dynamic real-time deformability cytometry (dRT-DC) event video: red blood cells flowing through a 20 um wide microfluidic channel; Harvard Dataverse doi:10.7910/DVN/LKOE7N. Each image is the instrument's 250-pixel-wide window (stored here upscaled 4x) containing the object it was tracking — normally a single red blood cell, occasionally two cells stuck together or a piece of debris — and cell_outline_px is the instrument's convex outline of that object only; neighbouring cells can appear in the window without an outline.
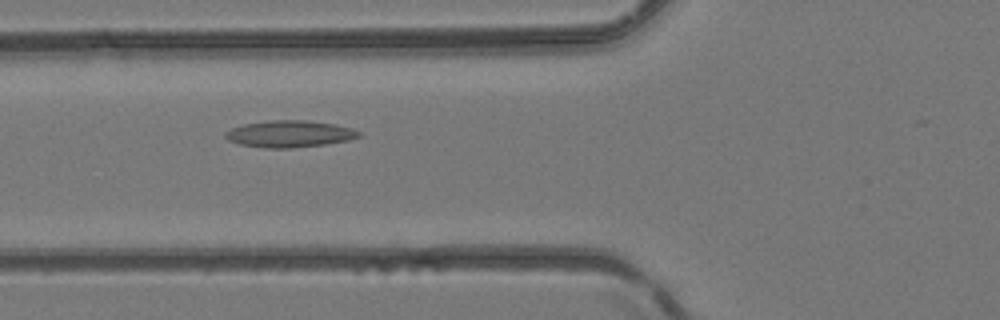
{"species": "common noctule bat (a hibernating species)", "species_latin": "Nyctalus noctula", "temperature_condition": "room temperature", "stored_images_in_passage": 5, "camera_frame_rate_fps": 3000, "um_per_image_px": 0.085, "animal": {"sex": "female", "body_mass_g": 24.6, "forearm_length_mm": 56.2}, "frame": {"image": 1, "passage_image": 5, "time_ms": 1.333, "image_size_px": [1000, 320], "cell_outline_px": [[364, 136], [348, 140], [324, 144], [292, 148], [264, 148], [240, 144], [228, 140], [224, 136], [224, 132], [232, 128], [244, 124], [272, 120], [304, 120], [336, 124], [352, 128], [360, 132]], "centroid_in_image_um": [24.63, 11.38], "position_along_channel_um": 101.2, "area_um2": 20.87}}